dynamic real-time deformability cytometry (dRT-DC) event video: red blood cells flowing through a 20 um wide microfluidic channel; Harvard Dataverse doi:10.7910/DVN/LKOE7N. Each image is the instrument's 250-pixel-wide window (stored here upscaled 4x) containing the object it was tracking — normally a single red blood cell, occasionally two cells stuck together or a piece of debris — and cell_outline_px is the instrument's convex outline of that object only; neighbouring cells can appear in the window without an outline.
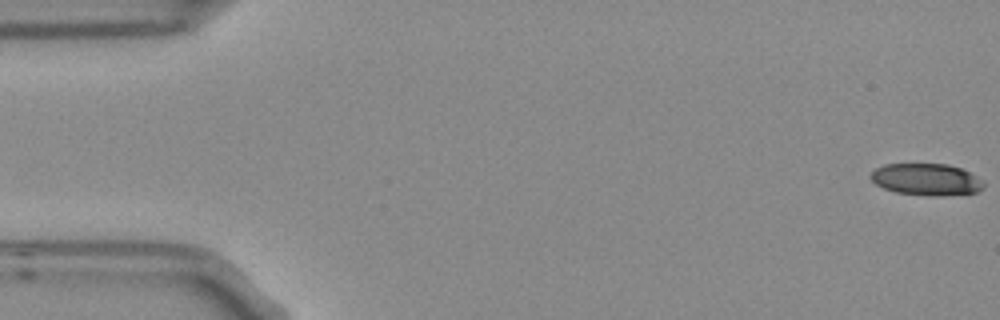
{"species": "Egyptian fruit bat (a non-hibernating species)", "species_latin": "Rousettus aegyptiacus", "temperature_condition": "room temperature", "stored_images_in_passage": 4, "segment_of_instrument_passage": [2, 2], "camera_frame_rate_fps": 3000, "um_per_image_px": 0.085, "frame": {"image": 1, "passage_image": 4, "time_ms": 1.0, "image_size_px": [1000, 320], "cell_outline_px": [[984, 188], [976, 192], [944, 196], [932, 196], [896, 192], [884, 188], [876, 184], [868, 176], [876, 168], [884, 164], [948, 164], [960, 168], [984, 180]], "centroid_in_image_um": [78.75, 15.25], "position_along_channel_um": 6.2, "area_um2": 20.98}}